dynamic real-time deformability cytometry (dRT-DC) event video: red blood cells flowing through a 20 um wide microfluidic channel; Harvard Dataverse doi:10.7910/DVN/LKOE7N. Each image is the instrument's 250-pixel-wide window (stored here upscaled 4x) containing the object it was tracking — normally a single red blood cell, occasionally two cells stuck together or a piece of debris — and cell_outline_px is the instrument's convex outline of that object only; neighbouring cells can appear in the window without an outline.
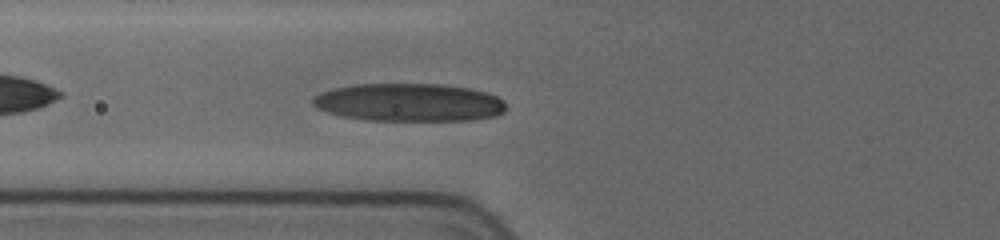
{"species": "human", "species_latin": "Homo sapiens", "temperature_condition": "cold", "stored_images_in_passage": 14, "camera_frame_rate_fps": 3000, "um_per_image_px": 0.085, "donor": {"sex": "female"}, "frame": {"image": 1, "passage_image": 7, "time_ms": 2.667, "image_size_px": [1000, 240], "cell_outline_px": [[504, 112], [496, 116], [472, 120], [364, 120], [344, 116], [328, 112], [316, 108], [312, 104], [312, 96], [320, 92], [332, 88], [356, 84], [440, 84], [468, 88], [488, 92], [504, 100]], "centroid_in_image_um": [34.75, 8.7], "position_along_channel_um": 91.1, "area_um2": 42.89}}
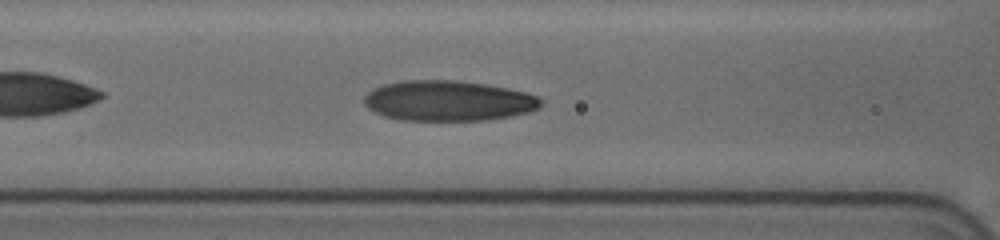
{"frame": {"image": 2, "passage_image": 10, "time_ms": 3.667, "image_size_px": [1000, 240], "cell_outline_px": [[540, 108], [528, 112], [508, 116], [484, 120], [400, 120], [384, 116], [368, 108], [364, 104], [364, 96], [372, 88], [384, 84], [400, 80], [456, 80], [484, 84], [508, 88], [524, 92], [536, 96], [540, 100]], "centroid_in_image_um": [38.04, 8.56], "position_along_channel_um": 128.6, "area_um2": 41.44}}
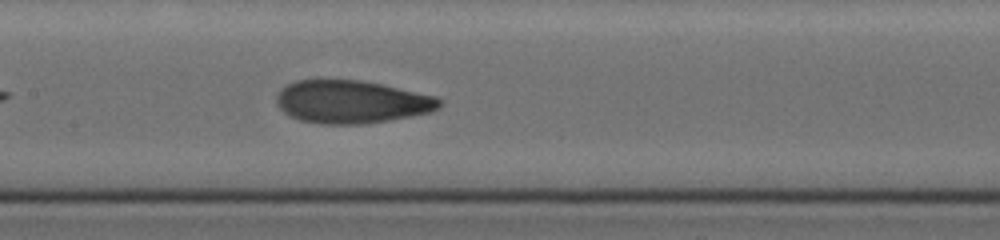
{"frame": {"image": 3, "passage_image": 14, "time_ms": 5.0, "image_size_px": [1000, 240], "cell_outline_px": [[444, 104], [440, 108], [432, 112], [412, 116], [364, 124], [320, 124], [300, 120], [288, 116], [276, 104], [276, 96], [280, 88], [296, 80], [360, 80], [380, 84], [436, 96]], "centroid_in_image_um": [29.87, 8.66], "position_along_channel_um": 177.5, "area_um2": 40.92}}